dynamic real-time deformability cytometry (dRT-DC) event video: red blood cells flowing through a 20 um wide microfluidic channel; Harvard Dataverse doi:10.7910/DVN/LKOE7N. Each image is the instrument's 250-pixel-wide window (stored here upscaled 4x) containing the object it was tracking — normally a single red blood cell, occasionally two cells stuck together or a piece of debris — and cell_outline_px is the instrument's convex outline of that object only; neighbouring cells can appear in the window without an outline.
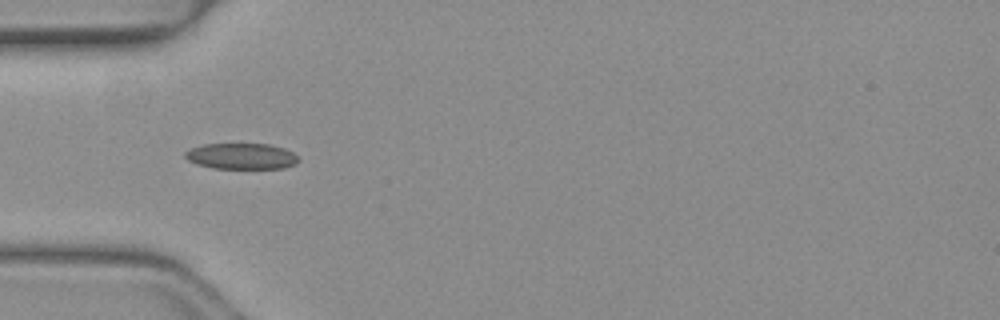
{"species": "common noctule bat (a hibernating species)", "species_latin": "Nyctalus noctula", "temperature_condition": "warm", "stored_images_in_passage": 33, "camera_frame_rate_fps": 3000, "um_per_image_px": 0.085, "animal": {"sex": "female", "body_mass_g": 19.3, "forearm_length_mm": 54.1}, "frame": {"image": 1, "passage_image": 3, "time_ms": 0.667, "image_size_px": [1000, 320], "cell_outline_px": [[300, 160], [296, 164], [284, 168], [212, 168], [196, 164], [188, 160], [184, 156], [184, 152], [192, 148], [204, 144], [268, 144], [284, 148], [300, 156]], "centroid_in_image_um": [20.55, 13.28], "position_along_channel_um": 64.5, "area_um2": 17.22}}
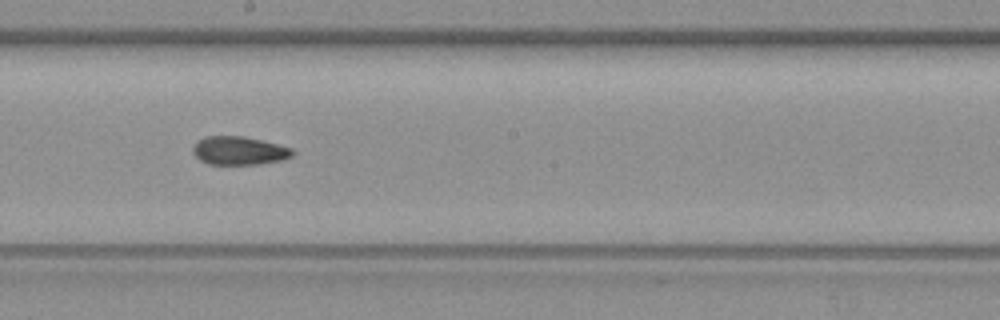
{"frame": {"image": 2, "passage_image": 15, "time_ms": 4.667, "image_size_px": [1000, 320], "cell_outline_px": [[296, 152], [292, 156], [284, 160], [260, 164], [208, 164], [200, 160], [192, 152], [192, 148], [204, 136], [244, 136], [292, 148]], "centroid_in_image_um": [20.35, 12.81], "position_along_channel_um": 227.9, "area_um2": 16.47}}
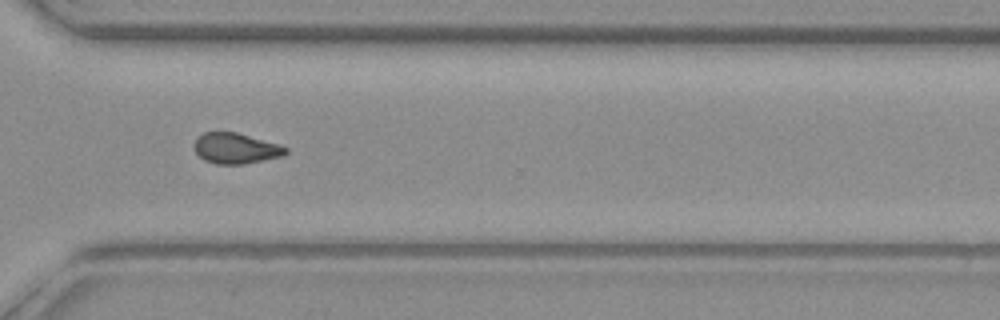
{"frame": {"image": 3, "passage_image": 24, "time_ms": 7.667, "image_size_px": [1000, 320], "cell_outline_px": [[288, 152], [284, 156], [244, 164], [216, 164], [204, 160], [192, 148], [192, 144], [204, 132], [236, 132], [280, 144], [288, 148]], "centroid_in_image_um": [20.05, 12.61], "position_along_channel_um": 350.5, "area_um2": 16.47}, "authors_computed_cell_mechanics": {"area_um2": 16.5308, "velocity_mm_per_s": 4.0943, "shape_relaxation_time_tau1_ms": null, "shape_relaxation_time_tau2_ms": 2.34, "deformation_change_tau1": null, "deformation_change_tau2": 0.0786}}